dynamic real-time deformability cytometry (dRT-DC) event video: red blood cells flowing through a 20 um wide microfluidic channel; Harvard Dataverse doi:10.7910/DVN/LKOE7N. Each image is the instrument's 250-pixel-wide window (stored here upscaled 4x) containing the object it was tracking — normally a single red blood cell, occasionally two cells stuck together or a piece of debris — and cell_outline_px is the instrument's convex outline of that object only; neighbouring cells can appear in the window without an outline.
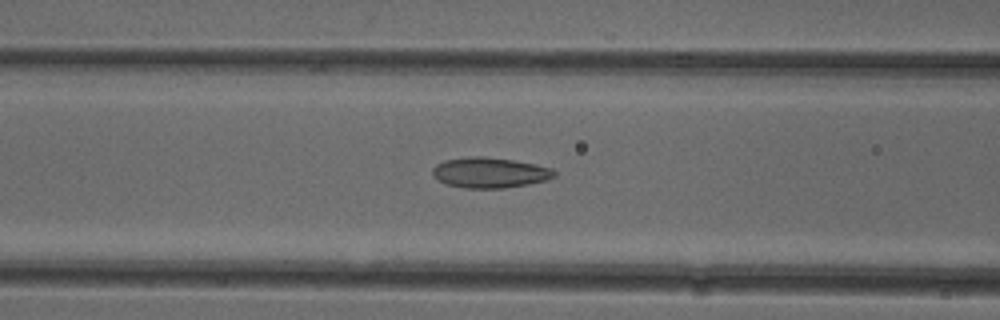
{"species": "common noctule bat (a hibernating species)", "species_latin": "Nyctalus noctula", "temperature_condition": "cold", "stored_images_in_passage": 52, "camera_frame_rate_fps": 3000, "um_per_image_px": 0.085, "animal": {"sex": "female"}, "frame": {"image": 1, "passage_image": 21, "time_ms": 6.667, "image_size_px": [1000, 320], "cell_outline_px": [[556, 176], [548, 180], [528, 184], [504, 188], [464, 188], [448, 184], [432, 176], [432, 168], [436, 164], [444, 160], [468, 156], [484, 156], [512, 160], [536, 164], [552, 168], [556, 172]], "centroid_in_image_um": [41.64, 14.67], "position_along_channel_um": 125.0, "area_um2": 21.73}}
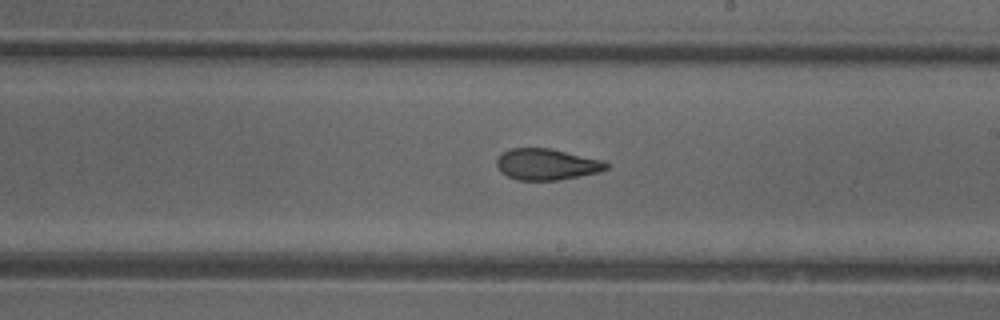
{"frame": {"image": 2, "passage_image": 30, "time_ms": 9.667, "image_size_px": [1000, 320], "cell_outline_px": [[608, 168], [600, 172], [556, 180], [516, 180], [500, 172], [496, 164], [496, 160], [500, 152], [508, 148], [552, 148], [604, 160], [608, 164]], "centroid_in_image_um": [46.44, 13.95], "position_along_channel_um": 242.6, "area_um2": 20.23}}
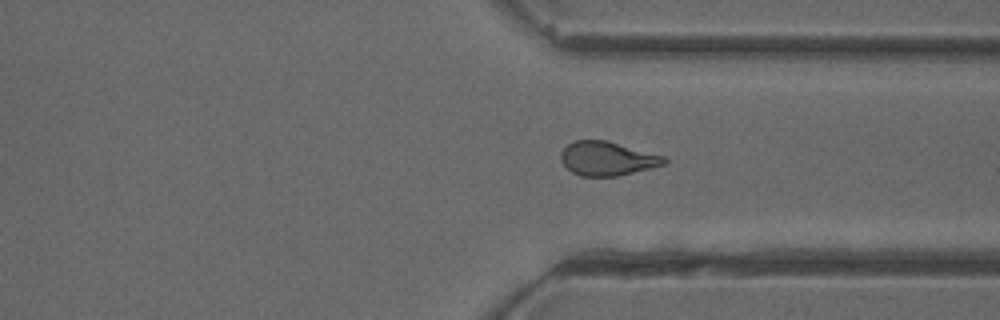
{"frame": {"image": 3, "passage_image": 39, "time_ms": 12.667, "image_size_px": [1000, 320], "cell_outline_px": [[668, 160], [664, 164], [616, 176], [580, 176], [572, 172], [560, 160], [560, 152], [572, 140], [608, 140], [664, 156]], "centroid_in_image_um": [51.58, 13.46], "position_along_channel_um": 359.8, "area_um2": 20.35}, "authors_computed_cell_mechanics": {"area_um2": 21.2993, "velocity_mm_per_s": 3.9112, "shape_relaxation_time_tau1_ms": null, "shape_relaxation_time_tau2_ms": 2.6286, "deformation_change_tau1": null, "deformation_change_tau2": 0.0857}}